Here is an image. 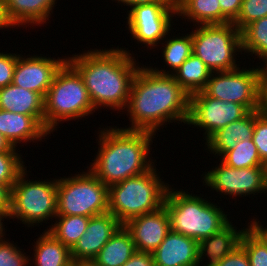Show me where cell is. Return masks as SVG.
I'll use <instances>...</instances> for the list:
<instances>
[{
	"label": "cell",
	"instance_id": "cell-30",
	"mask_svg": "<svg viewBox=\"0 0 267 266\" xmlns=\"http://www.w3.org/2000/svg\"><path fill=\"white\" fill-rule=\"evenodd\" d=\"M220 159L226 165L241 169L248 167H267L260 159L253 139L243 140L230 151H227Z\"/></svg>",
	"mask_w": 267,
	"mask_h": 266
},
{
	"label": "cell",
	"instance_id": "cell-39",
	"mask_svg": "<svg viewBox=\"0 0 267 266\" xmlns=\"http://www.w3.org/2000/svg\"><path fill=\"white\" fill-rule=\"evenodd\" d=\"M123 266H155L152 253L136 251Z\"/></svg>",
	"mask_w": 267,
	"mask_h": 266
},
{
	"label": "cell",
	"instance_id": "cell-26",
	"mask_svg": "<svg viewBox=\"0 0 267 266\" xmlns=\"http://www.w3.org/2000/svg\"><path fill=\"white\" fill-rule=\"evenodd\" d=\"M177 18L187 19L192 26L221 24L219 0H175Z\"/></svg>",
	"mask_w": 267,
	"mask_h": 266
},
{
	"label": "cell",
	"instance_id": "cell-5",
	"mask_svg": "<svg viewBox=\"0 0 267 266\" xmlns=\"http://www.w3.org/2000/svg\"><path fill=\"white\" fill-rule=\"evenodd\" d=\"M156 169L154 165L143 174L108 187V212L122 225L163 206L170 184L160 178L161 174Z\"/></svg>",
	"mask_w": 267,
	"mask_h": 266
},
{
	"label": "cell",
	"instance_id": "cell-24",
	"mask_svg": "<svg viewBox=\"0 0 267 266\" xmlns=\"http://www.w3.org/2000/svg\"><path fill=\"white\" fill-rule=\"evenodd\" d=\"M136 251L130 231L121 225L94 260L100 266H123Z\"/></svg>",
	"mask_w": 267,
	"mask_h": 266
},
{
	"label": "cell",
	"instance_id": "cell-13",
	"mask_svg": "<svg viewBox=\"0 0 267 266\" xmlns=\"http://www.w3.org/2000/svg\"><path fill=\"white\" fill-rule=\"evenodd\" d=\"M249 112L244 105L215 99L200 91L190 96L187 125L205 131L203 139L206 142L219 129L242 119Z\"/></svg>",
	"mask_w": 267,
	"mask_h": 266
},
{
	"label": "cell",
	"instance_id": "cell-3",
	"mask_svg": "<svg viewBox=\"0 0 267 266\" xmlns=\"http://www.w3.org/2000/svg\"><path fill=\"white\" fill-rule=\"evenodd\" d=\"M99 129L98 152L86 168L106 186L143 174L155 165L150 153L154 133L114 125Z\"/></svg>",
	"mask_w": 267,
	"mask_h": 266
},
{
	"label": "cell",
	"instance_id": "cell-2",
	"mask_svg": "<svg viewBox=\"0 0 267 266\" xmlns=\"http://www.w3.org/2000/svg\"><path fill=\"white\" fill-rule=\"evenodd\" d=\"M127 49L95 48L67 57L81 75L95 110L109 108L123 114L127 107L132 80L142 65Z\"/></svg>",
	"mask_w": 267,
	"mask_h": 266
},
{
	"label": "cell",
	"instance_id": "cell-37",
	"mask_svg": "<svg viewBox=\"0 0 267 266\" xmlns=\"http://www.w3.org/2000/svg\"><path fill=\"white\" fill-rule=\"evenodd\" d=\"M243 0H219L221 6V24L233 23L242 7Z\"/></svg>",
	"mask_w": 267,
	"mask_h": 266
},
{
	"label": "cell",
	"instance_id": "cell-44",
	"mask_svg": "<svg viewBox=\"0 0 267 266\" xmlns=\"http://www.w3.org/2000/svg\"><path fill=\"white\" fill-rule=\"evenodd\" d=\"M17 149L0 133V152L16 151Z\"/></svg>",
	"mask_w": 267,
	"mask_h": 266
},
{
	"label": "cell",
	"instance_id": "cell-40",
	"mask_svg": "<svg viewBox=\"0 0 267 266\" xmlns=\"http://www.w3.org/2000/svg\"><path fill=\"white\" fill-rule=\"evenodd\" d=\"M12 186L13 185L0 184V211L1 212H10Z\"/></svg>",
	"mask_w": 267,
	"mask_h": 266
},
{
	"label": "cell",
	"instance_id": "cell-21",
	"mask_svg": "<svg viewBox=\"0 0 267 266\" xmlns=\"http://www.w3.org/2000/svg\"><path fill=\"white\" fill-rule=\"evenodd\" d=\"M255 111H250L240 120L229 123L225 127L214 133L204 144L209 154H214V158H220L232 150L238 142L252 139L254 131Z\"/></svg>",
	"mask_w": 267,
	"mask_h": 266
},
{
	"label": "cell",
	"instance_id": "cell-10",
	"mask_svg": "<svg viewBox=\"0 0 267 266\" xmlns=\"http://www.w3.org/2000/svg\"><path fill=\"white\" fill-rule=\"evenodd\" d=\"M255 66L213 72L202 91L212 98L244 105L249 111L260 110L263 66Z\"/></svg>",
	"mask_w": 267,
	"mask_h": 266
},
{
	"label": "cell",
	"instance_id": "cell-19",
	"mask_svg": "<svg viewBox=\"0 0 267 266\" xmlns=\"http://www.w3.org/2000/svg\"><path fill=\"white\" fill-rule=\"evenodd\" d=\"M58 0H3L5 13L10 24L16 29L49 23ZM27 24V25H26Z\"/></svg>",
	"mask_w": 267,
	"mask_h": 266
},
{
	"label": "cell",
	"instance_id": "cell-4",
	"mask_svg": "<svg viewBox=\"0 0 267 266\" xmlns=\"http://www.w3.org/2000/svg\"><path fill=\"white\" fill-rule=\"evenodd\" d=\"M203 197L201 193L190 194L188 189L178 191L177 188L168 187L163 205L169 215L171 231L193 238L199 243L230 222V214L225 213L224 207Z\"/></svg>",
	"mask_w": 267,
	"mask_h": 266
},
{
	"label": "cell",
	"instance_id": "cell-7",
	"mask_svg": "<svg viewBox=\"0 0 267 266\" xmlns=\"http://www.w3.org/2000/svg\"><path fill=\"white\" fill-rule=\"evenodd\" d=\"M28 172L26 166L11 188L9 220H20L32 228L57 216V178L30 180Z\"/></svg>",
	"mask_w": 267,
	"mask_h": 266
},
{
	"label": "cell",
	"instance_id": "cell-35",
	"mask_svg": "<svg viewBox=\"0 0 267 266\" xmlns=\"http://www.w3.org/2000/svg\"><path fill=\"white\" fill-rule=\"evenodd\" d=\"M252 139L261 161L267 166V114L262 109L255 111Z\"/></svg>",
	"mask_w": 267,
	"mask_h": 266
},
{
	"label": "cell",
	"instance_id": "cell-28",
	"mask_svg": "<svg viewBox=\"0 0 267 266\" xmlns=\"http://www.w3.org/2000/svg\"><path fill=\"white\" fill-rule=\"evenodd\" d=\"M242 54L256 56L258 60L263 63L262 66L267 65V16L255 20L247 25L241 31Z\"/></svg>",
	"mask_w": 267,
	"mask_h": 266
},
{
	"label": "cell",
	"instance_id": "cell-12",
	"mask_svg": "<svg viewBox=\"0 0 267 266\" xmlns=\"http://www.w3.org/2000/svg\"><path fill=\"white\" fill-rule=\"evenodd\" d=\"M220 163L201 175L203 185L220 195L228 197H250L267 193V167L236 169Z\"/></svg>",
	"mask_w": 267,
	"mask_h": 266
},
{
	"label": "cell",
	"instance_id": "cell-22",
	"mask_svg": "<svg viewBox=\"0 0 267 266\" xmlns=\"http://www.w3.org/2000/svg\"><path fill=\"white\" fill-rule=\"evenodd\" d=\"M0 109L35 117L44 127V98L34 91L9 84L0 88Z\"/></svg>",
	"mask_w": 267,
	"mask_h": 266
},
{
	"label": "cell",
	"instance_id": "cell-38",
	"mask_svg": "<svg viewBox=\"0 0 267 266\" xmlns=\"http://www.w3.org/2000/svg\"><path fill=\"white\" fill-rule=\"evenodd\" d=\"M213 266H250L245 249L239 245L219 263Z\"/></svg>",
	"mask_w": 267,
	"mask_h": 266
},
{
	"label": "cell",
	"instance_id": "cell-8",
	"mask_svg": "<svg viewBox=\"0 0 267 266\" xmlns=\"http://www.w3.org/2000/svg\"><path fill=\"white\" fill-rule=\"evenodd\" d=\"M77 173L57 178V216L92 217L108 212V186L88 168Z\"/></svg>",
	"mask_w": 267,
	"mask_h": 266
},
{
	"label": "cell",
	"instance_id": "cell-15",
	"mask_svg": "<svg viewBox=\"0 0 267 266\" xmlns=\"http://www.w3.org/2000/svg\"><path fill=\"white\" fill-rule=\"evenodd\" d=\"M124 225L139 252L152 253L170 231L169 215L164 205L156 211L132 218Z\"/></svg>",
	"mask_w": 267,
	"mask_h": 266
},
{
	"label": "cell",
	"instance_id": "cell-14",
	"mask_svg": "<svg viewBox=\"0 0 267 266\" xmlns=\"http://www.w3.org/2000/svg\"><path fill=\"white\" fill-rule=\"evenodd\" d=\"M41 55L43 54L26 57L25 54H19L12 84L39 93L44 98L56 73L67 61V56L56 59Z\"/></svg>",
	"mask_w": 267,
	"mask_h": 266
},
{
	"label": "cell",
	"instance_id": "cell-34",
	"mask_svg": "<svg viewBox=\"0 0 267 266\" xmlns=\"http://www.w3.org/2000/svg\"><path fill=\"white\" fill-rule=\"evenodd\" d=\"M12 242L6 238L0 240V266H30V256Z\"/></svg>",
	"mask_w": 267,
	"mask_h": 266
},
{
	"label": "cell",
	"instance_id": "cell-36",
	"mask_svg": "<svg viewBox=\"0 0 267 266\" xmlns=\"http://www.w3.org/2000/svg\"><path fill=\"white\" fill-rule=\"evenodd\" d=\"M18 57V52H0V88H3L12 83L14 68Z\"/></svg>",
	"mask_w": 267,
	"mask_h": 266
},
{
	"label": "cell",
	"instance_id": "cell-20",
	"mask_svg": "<svg viewBox=\"0 0 267 266\" xmlns=\"http://www.w3.org/2000/svg\"><path fill=\"white\" fill-rule=\"evenodd\" d=\"M232 221L220 231L213 233L198 243L199 266H213L219 263L240 245L241 236L248 227V224L245 223L246 227L244 226L237 230ZM204 261L206 262L204 263Z\"/></svg>",
	"mask_w": 267,
	"mask_h": 266
},
{
	"label": "cell",
	"instance_id": "cell-17",
	"mask_svg": "<svg viewBox=\"0 0 267 266\" xmlns=\"http://www.w3.org/2000/svg\"><path fill=\"white\" fill-rule=\"evenodd\" d=\"M198 250L196 240L170 230L152 255L155 266H199Z\"/></svg>",
	"mask_w": 267,
	"mask_h": 266
},
{
	"label": "cell",
	"instance_id": "cell-46",
	"mask_svg": "<svg viewBox=\"0 0 267 266\" xmlns=\"http://www.w3.org/2000/svg\"><path fill=\"white\" fill-rule=\"evenodd\" d=\"M71 266H100L94 259L72 260Z\"/></svg>",
	"mask_w": 267,
	"mask_h": 266
},
{
	"label": "cell",
	"instance_id": "cell-9",
	"mask_svg": "<svg viewBox=\"0 0 267 266\" xmlns=\"http://www.w3.org/2000/svg\"><path fill=\"white\" fill-rule=\"evenodd\" d=\"M194 27L195 30L192 29L191 32L193 54L199 57L212 73L239 68L241 61L236 57L239 52L242 55L241 31L233 23Z\"/></svg>",
	"mask_w": 267,
	"mask_h": 266
},
{
	"label": "cell",
	"instance_id": "cell-45",
	"mask_svg": "<svg viewBox=\"0 0 267 266\" xmlns=\"http://www.w3.org/2000/svg\"><path fill=\"white\" fill-rule=\"evenodd\" d=\"M112 1L119 3V5H121V6H122V4L124 6H128L131 10L136 5H139L142 3H147V2H152L155 0H112Z\"/></svg>",
	"mask_w": 267,
	"mask_h": 266
},
{
	"label": "cell",
	"instance_id": "cell-31",
	"mask_svg": "<svg viewBox=\"0 0 267 266\" xmlns=\"http://www.w3.org/2000/svg\"><path fill=\"white\" fill-rule=\"evenodd\" d=\"M240 245L248 255L250 266H267V244L249 227L243 232Z\"/></svg>",
	"mask_w": 267,
	"mask_h": 266
},
{
	"label": "cell",
	"instance_id": "cell-47",
	"mask_svg": "<svg viewBox=\"0 0 267 266\" xmlns=\"http://www.w3.org/2000/svg\"><path fill=\"white\" fill-rule=\"evenodd\" d=\"M9 213L10 212H1L0 211V240L5 239L4 236H6V229L4 228L6 225H4V220L7 219V221L9 220ZM3 221V222H2Z\"/></svg>",
	"mask_w": 267,
	"mask_h": 266
},
{
	"label": "cell",
	"instance_id": "cell-25",
	"mask_svg": "<svg viewBox=\"0 0 267 266\" xmlns=\"http://www.w3.org/2000/svg\"><path fill=\"white\" fill-rule=\"evenodd\" d=\"M190 33V34H189ZM175 34L170 32L167 34L166 38L160 43L162 47V57L163 63L166 64L169 69H160L158 67L149 66L154 72L162 75H172L181 64L193 53V43H192V33L188 32L187 34ZM185 35V36H184ZM169 38V39H168ZM167 70V71H166Z\"/></svg>",
	"mask_w": 267,
	"mask_h": 266
},
{
	"label": "cell",
	"instance_id": "cell-11",
	"mask_svg": "<svg viewBox=\"0 0 267 266\" xmlns=\"http://www.w3.org/2000/svg\"><path fill=\"white\" fill-rule=\"evenodd\" d=\"M127 13L126 28L131 34V40L143 44L142 47L147 50L160 47V43L175 25L173 18L177 17L175 0L142 3L131 10L127 9Z\"/></svg>",
	"mask_w": 267,
	"mask_h": 266
},
{
	"label": "cell",
	"instance_id": "cell-43",
	"mask_svg": "<svg viewBox=\"0 0 267 266\" xmlns=\"http://www.w3.org/2000/svg\"><path fill=\"white\" fill-rule=\"evenodd\" d=\"M14 28L7 19L3 0H0V30Z\"/></svg>",
	"mask_w": 267,
	"mask_h": 266
},
{
	"label": "cell",
	"instance_id": "cell-42",
	"mask_svg": "<svg viewBox=\"0 0 267 266\" xmlns=\"http://www.w3.org/2000/svg\"><path fill=\"white\" fill-rule=\"evenodd\" d=\"M262 111L267 114V65L263 66L262 74Z\"/></svg>",
	"mask_w": 267,
	"mask_h": 266
},
{
	"label": "cell",
	"instance_id": "cell-41",
	"mask_svg": "<svg viewBox=\"0 0 267 266\" xmlns=\"http://www.w3.org/2000/svg\"><path fill=\"white\" fill-rule=\"evenodd\" d=\"M248 227L267 244V225L260 222L259 219L254 217L250 222L248 221Z\"/></svg>",
	"mask_w": 267,
	"mask_h": 266
},
{
	"label": "cell",
	"instance_id": "cell-33",
	"mask_svg": "<svg viewBox=\"0 0 267 266\" xmlns=\"http://www.w3.org/2000/svg\"><path fill=\"white\" fill-rule=\"evenodd\" d=\"M267 16V0H243L240 14L233 24L242 31L251 22Z\"/></svg>",
	"mask_w": 267,
	"mask_h": 266
},
{
	"label": "cell",
	"instance_id": "cell-23",
	"mask_svg": "<svg viewBox=\"0 0 267 266\" xmlns=\"http://www.w3.org/2000/svg\"><path fill=\"white\" fill-rule=\"evenodd\" d=\"M33 247L30 266H71V250L46 229L36 238Z\"/></svg>",
	"mask_w": 267,
	"mask_h": 266
},
{
	"label": "cell",
	"instance_id": "cell-27",
	"mask_svg": "<svg viewBox=\"0 0 267 266\" xmlns=\"http://www.w3.org/2000/svg\"><path fill=\"white\" fill-rule=\"evenodd\" d=\"M211 73L205 63L192 53L172 76L181 88L191 96L205 88Z\"/></svg>",
	"mask_w": 267,
	"mask_h": 266
},
{
	"label": "cell",
	"instance_id": "cell-6",
	"mask_svg": "<svg viewBox=\"0 0 267 266\" xmlns=\"http://www.w3.org/2000/svg\"><path fill=\"white\" fill-rule=\"evenodd\" d=\"M95 111L81 75L66 61L44 97L45 128L54 133L59 124L87 119Z\"/></svg>",
	"mask_w": 267,
	"mask_h": 266
},
{
	"label": "cell",
	"instance_id": "cell-18",
	"mask_svg": "<svg viewBox=\"0 0 267 266\" xmlns=\"http://www.w3.org/2000/svg\"><path fill=\"white\" fill-rule=\"evenodd\" d=\"M0 133L16 148L20 143L25 142L26 145L28 142H41L51 135L35 117L2 109H0Z\"/></svg>",
	"mask_w": 267,
	"mask_h": 266
},
{
	"label": "cell",
	"instance_id": "cell-32",
	"mask_svg": "<svg viewBox=\"0 0 267 266\" xmlns=\"http://www.w3.org/2000/svg\"><path fill=\"white\" fill-rule=\"evenodd\" d=\"M20 151L0 152V184L14 185L26 168Z\"/></svg>",
	"mask_w": 267,
	"mask_h": 266
},
{
	"label": "cell",
	"instance_id": "cell-16",
	"mask_svg": "<svg viewBox=\"0 0 267 266\" xmlns=\"http://www.w3.org/2000/svg\"><path fill=\"white\" fill-rule=\"evenodd\" d=\"M121 225L110 212L90 217L86 231L71 249L72 260L94 259Z\"/></svg>",
	"mask_w": 267,
	"mask_h": 266
},
{
	"label": "cell",
	"instance_id": "cell-1",
	"mask_svg": "<svg viewBox=\"0 0 267 266\" xmlns=\"http://www.w3.org/2000/svg\"><path fill=\"white\" fill-rule=\"evenodd\" d=\"M189 104L190 96L172 75L158 74L142 64L132 80L124 112L131 124L123 128L158 135L164 124L165 128L177 121L178 125L182 122L187 124Z\"/></svg>",
	"mask_w": 267,
	"mask_h": 266
},
{
	"label": "cell",
	"instance_id": "cell-29",
	"mask_svg": "<svg viewBox=\"0 0 267 266\" xmlns=\"http://www.w3.org/2000/svg\"><path fill=\"white\" fill-rule=\"evenodd\" d=\"M54 224L45 227L56 239L70 250L86 231L90 217L81 215L56 216Z\"/></svg>",
	"mask_w": 267,
	"mask_h": 266
}]
</instances>
